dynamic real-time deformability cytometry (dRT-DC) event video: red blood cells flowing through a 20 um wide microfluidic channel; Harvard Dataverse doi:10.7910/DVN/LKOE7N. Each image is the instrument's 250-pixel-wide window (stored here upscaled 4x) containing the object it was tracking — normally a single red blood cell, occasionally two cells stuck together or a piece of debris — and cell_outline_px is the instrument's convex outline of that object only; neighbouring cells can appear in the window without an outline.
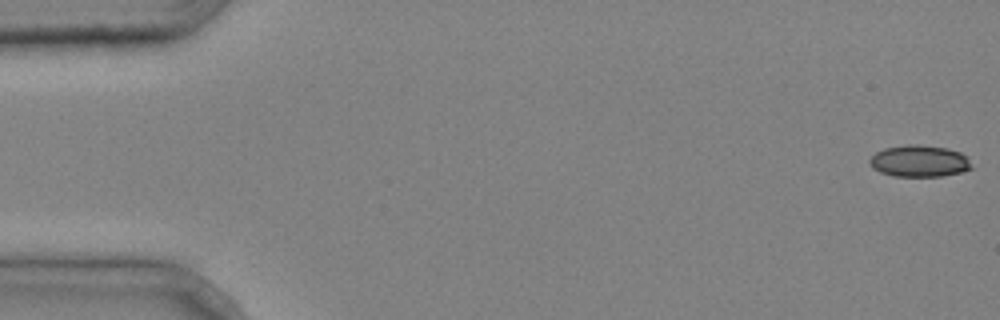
{"species": "common noctule bat (a hibernating species)", "species_latin": "Nyctalus noctula", "temperature_condition": "cold", "stored_images_in_passage": 6, "camera_frame_rate_fps": 3000, "um_per_image_px": 0.085, "animal": {"sex": "male", "body_mass_g": 20.4}, "frame": {"image": 1, "passage_image": 1, "time_ms": 0.0, "image_size_px": [1000, 320], "cell_outline_px": [[972, 168], [960, 172], [940, 176], [892, 176], [880, 172], [872, 168], [868, 160], [876, 152], [884, 148], [908, 144], [916, 144], [948, 148], [960, 152], [968, 160]], "centroid_in_image_um": [78.09, 13.68], "position_along_channel_um": 6.9, "area_um2": 18.73}}